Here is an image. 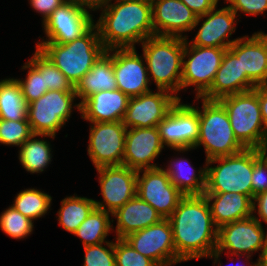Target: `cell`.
Listing matches in <instances>:
<instances>
[{"mask_svg": "<svg viewBox=\"0 0 267 266\" xmlns=\"http://www.w3.org/2000/svg\"><path fill=\"white\" fill-rule=\"evenodd\" d=\"M168 220L175 252L182 262L209 258L216 250L218 228L204 195L184 196Z\"/></svg>", "mask_w": 267, "mask_h": 266, "instance_id": "obj_1", "label": "cell"}, {"mask_svg": "<svg viewBox=\"0 0 267 266\" xmlns=\"http://www.w3.org/2000/svg\"><path fill=\"white\" fill-rule=\"evenodd\" d=\"M111 0L99 11L95 23L106 50L135 48L154 36L152 6L136 0Z\"/></svg>", "mask_w": 267, "mask_h": 266, "instance_id": "obj_2", "label": "cell"}, {"mask_svg": "<svg viewBox=\"0 0 267 266\" xmlns=\"http://www.w3.org/2000/svg\"><path fill=\"white\" fill-rule=\"evenodd\" d=\"M141 45L150 83L181 99L178 93L181 91L184 38L152 36Z\"/></svg>", "mask_w": 267, "mask_h": 266, "instance_id": "obj_3", "label": "cell"}, {"mask_svg": "<svg viewBox=\"0 0 267 266\" xmlns=\"http://www.w3.org/2000/svg\"><path fill=\"white\" fill-rule=\"evenodd\" d=\"M75 87L93 64L106 52L94 25L85 35L65 44H35Z\"/></svg>", "mask_w": 267, "mask_h": 266, "instance_id": "obj_4", "label": "cell"}, {"mask_svg": "<svg viewBox=\"0 0 267 266\" xmlns=\"http://www.w3.org/2000/svg\"><path fill=\"white\" fill-rule=\"evenodd\" d=\"M201 107L196 106L199 115V139L194 149L203 146L205 162L223 156L240 153L246 149L235 137L228 113L218 100L195 97Z\"/></svg>", "mask_w": 267, "mask_h": 266, "instance_id": "obj_5", "label": "cell"}, {"mask_svg": "<svg viewBox=\"0 0 267 266\" xmlns=\"http://www.w3.org/2000/svg\"><path fill=\"white\" fill-rule=\"evenodd\" d=\"M215 163L217 164L215 166ZM214 164V167L212 166ZM254 149L206 161V187L204 193H240L252 199V172Z\"/></svg>", "mask_w": 267, "mask_h": 266, "instance_id": "obj_6", "label": "cell"}, {"mask_svg": "<svg viewBox=\"0 0 267 266\" xmlns=\"http://www.w3.org/2000/svg\"><path fill=\"white\" fill-rule=\"evenodd\" d=\"M226 109L236 139L246 149H259L267 139L260 104L258 86L253 90L228 95L218 100Z\"/></svg>", "mask_w": 267, "mask_h": 266, "instance_id": "obj_7", "label": "cell"}, {"mask_svg": "<svg viewBox=\"0 0 267 266\" xmlns=\"http://www.w3.org/2000/svg\"><path fill=\"white\" fill-rule=\"evenodd\" d=\"M75 91H47L27 105V119L33 134L56 136L71 118L74 108L80 113Z\"/></svg>", "mask_w": 267, "mask_h": 266, "instance_id": "obj_8", "label": "cell"}, {"mask_svg": "<svg viewBox=\"0 0 267 266\" xmlns=\"http://www.w3.org/2000/svg\"><path fill=\"white\" fill-rule=\"evenodd\" d=\"M267 241V231L263 225L253 216L225 224L218 229V239L216 250L209 256V259H214L213 264L222 266L221 255L223 252L228 256H238L236 259H241L243 255L249 257L254 256L264 248Z\"/></svg>", "mask_w": 267, "mask_h": 266, "instance_id": "obj_9", "label": "cell"}, {"mask_svg": "<svg viewBox=\"0 0 267 266\" xmlns=\"http://www.w3.org/2000/svg\"><path fill=\"white\" fill-rule=\"evenodd\" d=\"M184 38L181 90L195 86V97H201L212 85L227 49L191 45Z\"/></svg>", "mask_w": 267, "mask_h": 266, "instance_id": "obj_10", "label": "cell"}, {"mask_svg": "<svg viewBox=\"0 0 267 266\" xmlns=\"http://www.w3.org/2000/svg\"><path fill=\"white\" fill-rule=\"evenodd\" d=\"M157 128L164 147L178 153L189 152L199 139L198 109L194 103L185 104L178 99Z\"/></svg>", "mask_w": 267, "mask_h": 266, "instance_id": "obj_11", "label": "cell"}, {"mask_svg": "<svg viewBox=\"0 0 267 266\" xmlns=\"http://www.w3.org/2000/svg\"><path fill=\"white\" fill-rule=\"evenodd\" d=\"M92 12L66 1L55 9L42 24L46 39L37 43L65 44L85 35L94 25Z\"/></svg>", "mask_w": 267, "mask_h": 266, "instance_id": "obj_12", "label": "cell"}, {"mask_svg": "<svg viewBox=\"0 0 267 266\" xmlns=\"http://www.w3.org/2000/svg\"><path fill=\"white\" fill-rule=\"evenodd\" d=\"M87 152L95 168L122 165L127 128L122 121L90 123Z\"/></svg>", "mask_w": 267, "mask_h": 266, "instance_id": "obj_13", "label": "cell"}, {"mask_svg": "<svg viewBox=\"0 0 267 266\" xmlns=\"http://www.w3.org/2000/svg\"><path fill=\"white\" fill-rule=\"evenodd\" d=\"M102 201L94 200L96 208L115 213L137 195V172L124 165L96 168Z\"/></svg>", "mask_w": 267, "mask_h": 266, "instance_id": "obj_14", "label": "cell"}, {"mask_svg": "<svg viewBox=\"0 0 267 266\" xmlns=\"http://www.w3.org/2000/svg\"><path fill=\"white\" fill-rule=\"evenodd\" d=\"M124 239L158 266H172L182 262L175 252L172 227L168 219L131 233Z\"/></svg>", "mask_w": 267, "mask_h": 266, "instance_id": "obj_15", "label": "cell"}, {"mask_svg": "<svg viewBox=\"0 0 267 266\" xmlns=\"http://www.w3.org/2000/svg\"><path fill=\"white\" fill-rule=\"evenodd\" d=\"M137 195L149 203L163 219L171 216L185 196L171 183L162 167L137 172Z\"/></svg>", "mask_w": 267, "mask_h": 266, "instance_id": "obj_16", "label": "cell"}, {"mask_svg": "<svg viewBox=\"0 0 267 266\" xmlns=\"http://www.w3.org/2000/svg\"><path fill=\"white\" fill-rule=\"evenodd\" d=\"M218 7L217 4L211 11L197 18L193 30L199 25L201 27H199L195 37L188 41L191 45L228 49L241 38L237 37L232 40L229 38L236 31L239 20L236 13L227 5L222 8ZM201 21L202 23H200Z\"/></svg>", "mask_w": 267, "mask_h": 266, "instance_id": "obj_17", "label": "cell"}, {"mask_svg": "<svg viewBox=\"0 0 267 266\" xmlns=\"http://www.w3.org/2000/svg\"><path fill=\"white\" fill-rule=\"evenodd\" d=\"M177 101L176 96L162 89L131 97L122 122L127 129L157 127Z\"/></svg>", "mask_w": 267, "mask_h": 266, "instance_id": "obj_18", "label": "cell"}, {"mask_svg": "<svg viewBox=\"0 0 267 266\" xmlns=\"http://www.w3.org/2000/svg\"><path fill=\"white\" fill-rule=\"evenodd\" d=\"M113 71L117 89L129 98L151 91L145 58L135 48L113 49Z\"/></svg>", "mask_w": 267, "mask_h": 266, "instance_id": "obj_19", "label": "cell"}, {"mask_svg": "<svg viewBox=\"0 0 267 266\" xmlns=\"http://www.w3.org/2000/svg\"><path fill=\"white\" fill-rule=\"evenodd\" d=\"M165 149L157 127L128 128L122 165L136 171L154 169V161Z\"/></svg>", "mask_w": 267, "mask_h": 266, "instance_id": "obj_20", "label": "cell"}, {"mask_svg": "<svg viewBox=\"0 0 267 266\" xmlns=\"http://www.w3.org/2000/svg\"><path fill=\"white\" fill-rule=\"evenodd\" d=\"M197 18L181 0H158L152 5L154 36L188 38L183 33L192 32Z\"/></svg>", "mask_w": 267, "mask_h": 266, "instance_id": "obj_21", "label": "cell"}, {"mask_svg": "<svg viewBox=\"0 0 267 266\" xmlns=\"http://www.w3.org/2000/svg\"><path fill=\"white\" fill-rule=\"evenodd\" d=\"M241 60L242 72L255 86L267 85V34L242 36L228 48Z\"/></svg>", "mask_w": 267, "mask_h": 266, "instance_id": "obj_22", "label": "cell"}, {"mask_svg": "<svg viewBox=\"0 0 267 266\" xmlns=\"http://www.w3.org/2000/svg\"><path fill=\"white\" fill-rule=\"evenodd\" d=\"M256 86L242 72L241 60L229 49L226 50L211 87L201 96L206 100L247 92Z\"/></svg>", "mask_w": 267, "mask_h": 266, "instance_id": "obj_23", "label": "cell"}, {"mask_svg": "<svg viewBox=\"0 0 267 266\" xmlns=\"http://www.w3.org/2000/svg\"><path fill=\"white\" fill-rule=\"evenodd\" d=\"M128 102L119 89L96 92L80 104V116L89 123L122 121Z\"/></svg>", "mask_w": 267, "mask_h": 266, "instance_id": "obj_24", "label": "cell"}, {"mask_svg": "<svg viewBox=\"0 0 267 266\" xmlns=\"http://www.w3.org/2000/svg\"><path fill=\"white\" fill-rule=\"evenodd\" d=\"M112 218H116V227L114 229L113 226V231L117 239H124L129 234L154 225L163 219L149 203L143 201L138 195L113 213Z\"/></svg>", "mask_w": 267, "mask_h": 266, "instance_id": "obj_25", "label": "cell"}, {"mask_svg": "<svg viewBox=\"0 0 267 266\" xmlns=\"http://www.w3.org/2000/svg\"><path fill=\"white\" fill-rule=\"evenodd\" d=\"M211 211L215 226L219 229L225 224L252 216L253 200L240 193H203Z\"/></svg>", "mask_w": 267, "mask_h": 266, "instance_id": "obj_26", "label": "cell"}, {"mask_svg": "<svg viewBox=\"0 0 267 266\" xmlns=\"http://www.w3.org/2000/svg\"><path fill=\"white\" fill-rule=\"evenodd\" d=\"M115 89L117 85L113 71V49L106 50L74 87L80 104L96 92Z\"/></svg>", "mask_w": 267, "mask_h": 266, "instance_id": "obj_27", "label": "cell"}, {"mask_svg": "<svg viewBox=\"0 0 267 266\" xmlns=\"http://www.w3.org/2000/svg\"><path fill=\"white\" fill-rule=\"evenodd\" d=\"M169 165L162 167L170 178L171 183L185 196L203 195L206 187V162L199 170L192 166L189 159L174 157Z\"/></svg>", "mask_w": 267, "mask_h": 266, "instance_id": "obj_28", "label": "cell"}, {"mask_svg": "<svg viewBox=\"0 0 267 266\" xmlns=\"http://www.w3.org/2000/svg\"><path fill=\"white\" fill-rule=\"evenodd\" d=\"M46 137L54 139L56 136L33 134L19 147V162L28 173L41 174L51 164L52 145Z\"/></svg>", "mask_w": 267, "mask_h": 266, "instance_id": "obj_29", "label": "cell"}, {"mask_svg": "<svg viewBox=\"0 0 267 266\" xmlns=\"http://www.w3.org/2000/svg\"><path fill=\"white\" fill-rule=\"evenodd\" d=\"M60 205V209L57 211L58 224L70 234H73L96 208L94 199L76 194L63 198Z\"/></svg>", "mask_w": 267, "mask_h": 266, "instance_id": "obj_30", "label": "cell"}, {"mask_svg": "<svg viewBox=\"0 0 267 266\" xmlns=\"http://www.w3.org/2000/svg\"><path fill=\"white\" fill-rule=\"evenodd\" d=\"M111 213L95 208L79 225L73 235L79 237L83 247L106 242L107 236L113 230L114 219Z\"/></svg>", "mask_w": 267, "mask_h": 266, "instance_id": "obj_31", "label": "cell"}, {"mask_svg": "<svg viewBox=\"0 0 267 266\" xmlns=\"http://www.w3.org/2000/svg\"><path fill=\"white\" fill-rule=\"evenodd\" d=\"M0 119L28 120L27 104L15 78L0 80Z\"/></svg>", "mask_w": 267, "mask_h": 266, "instance_id": "obj_32", "label": "cell"}, {"mask_svg": "<svg viewBox=\"0 0 267 266\" xmlns=\"http://www.w3.org/2000/svg\"><path fill=\"white\" fill-rule=\"evenodd\" d=\"M52 197L48 193L37 189L28 188L17 193L13 204L16 210L32 221L44 217L51 210Z\"/></svg>", "mask_w": 267, "mask_h": 266, "instance_id": "obj_33", "label": "cell"}, {"mask_svg": "<svg viewBox=\"0 0 267 266\" xmlns=\"http://www.w3.org/2000/svg\"><path fill=\"white\" fill-rule=\"evenodd\" d=\"M28 60L44 75L48 91H75L67 77L37 47Z\"/></svg>", "mask_w": 267, "mask_h": 266, "instance_id": "obj_34", "label": "cell"}, {"mask_svg": "<svg viewBox=\"0 0 267 266\" xmlns=\"http://www.w3.org/2000/svg\"><path fill=\"white\" fill-rule=\"evenodd\" d=\"M0 230L11 239H25L33 233L34 221L25 217L13 206H9L1 212Z\"/></svg>", "mask_w": 267, "mask_h": 266, "instance_id": "obj_35", "label": "cell"}, {"mask_svg": "<svg viewBox=\"0 0 267 266\" xmlns=\"http://www.w3.org/2000/svg\"><path fill=\"white\" fill-rule=\"evenodd\" d=\"M21 69H28L27 76L24 79L16 78V81L20 84L22 95L28 105L44 95L48 89L45 86L44 75L29 60Z\"/></svg>", "mask_w": 267, "mask_h": 266, "instance_id": "obj_36", "label": "cell"}, {"mask_svg": "<svg viewBox=\"0 0 267 266\" xmlns=\"http://www.w3.org/2000/svg\"><path fill=\"white\" fill-rule=\"evenodd\" d=\"M32 135L28 120L0 119V144L20 147Z\"/></svg>", "mask_w": 267, "mask_h": 266, "instance_id": "obj_37", "label": "cell"}, {"mask_svg": "<svg viewBox=\"0 0 267 266\" xmlns=\"http://www.w3.org/2000/svg\"><path fill=\"white\" fill-rule=\"evenodd\" d=\"M114 239L116 266H158L153 260L136 251L125 239Z\"/></svg>", "mask_w": 267, "mask_h": 266, "instance_id": "obj_38", "label": "cell"}, {"mask_svg": "<svg viewBox=\"0 0 267 266\" xmlns=\"http://www.w3.org/2000/svg\"><path fill=\"white\" fill-rule=\"evenodd\" d=\"M83 248L85 251L83 266H116L114 241H106Z\"/></svg>", "mask_w": 267, "mask_h": 266, "instance_id": "obj_39", "label": "cell"}, {"mask_svg": "<svg viewBox=\"0 0 267 266\" xmlns=\"http://www.w3.org/2000/svg\"><path fill=\"white\" fill-rule=\"evenodd\" d=\"M251 179L253 200L257 194L267 191V158L259 149H254V168Z\"/></svg>", "mask_w": 267, "mask_h": 266, "instance_id": "obj_40", "label": "cell"}, {"mask_svg": "<svg viewBox=\"0 0 267 266\" xmlns=\"http://www.w3.org/2000/svg\"><path fill=\"white\" fill-rule=\"evenodd\" d=\"M223 3H227L236 15L239 17L243 13L246 16H258L263 15L267 11V0H223Z\"/></svg>", "mask_w": 267, "mask_h": 266, "instance_id": "obj_41", "label": "cell"}, {"mask_svg": "<svg viewBox=\"0 0 267 266\" xmlns=\"http://www.w3.org/2000/svg\"><path fill=\"white\" fill-rule=\"evenodd\" d=\"M30 6L42 16V24L47 20L50 14L60 7L66 0H28Z\"/></svg>", "mask_w": 267, "mask_h": 266, "instance_id": "obj_42", "label": "cell"}, {"mask_svg": "<svg viewBox=\"0 0 267 266\" xmlns=\"http://www.w3.org/2000/svg\"><path fill=\"white\" fill-rule=\"evenodd\" d=\"M252 212V216L257 221H259L261 224L262 222L267 224V191L261 192L254 196Z\"/></svg>", "mask_w": 267, "mask_h": 266, "instance_id": "obj_43", "label": "cell"}, {"mask_svg": "<svg viewBox=\"0 0 267 266\" xmlns=\"http://www.w3.org/2000/svg\"><path fill=\"white\" fill-rule=\"evenodd\" d=\"M197 17L205 15L211 11L219 2V0H181Z\"/></svg>", "mask_w": 267, "mask_h": 266, "instance_id": "obj_44", "label": "cell"}, {"mask_svg": "<svg viewBox=\"0 0 267 266\" xmlns=\"http://www.w3.org/2000/svg\"><path fill=\"white\" fill-rule=\"evenodd\" d=\"M78 5L88 11H99L102 7L108 4L111 0H66Z\"/></svg>", "mask_w": 267, "mask_h": 266, "instance_id": "obj_45", "label": "cell"}, {"mask_svg": "<svg viewBox=\"0 0 267 266\" xmlns=\"http://www.w3.org/2000/svg\"><path fill=\"white\" fill-rule=\"evenodd\" d=\"M258 101L260 104L262 121L267 132V85L258 86Z\"/></svg>", "mask_w": 267, "mask_h": 266, "instance_id": "obj_46", "label": "cell"}, {"mask_svg": "<svg viewBox=\"0 0 267 266\" xmlns=\"http://www.w3.org/2000/svg\"><path fill=\"white\" fill-rule=\"evenodd\" d=\"M257 266H267V241L257 259Z\"/></svg>", "mask_w": 267, "mask_h": 266, "instance_id": "obj_47", "label": "cell"}, {"mask_svg": "<svg viewBox=\"0 0 267 266\" xmlns=\"http://www.w3.org/2000/svg\"><path fill=\"white\" fill-rule=\"evenodd\" d=\"M243 257H245L246 258V266L248 265V266H257V261L256 262H252V258L251 257H249V256H247V255H243ZM249 261V262H248ZM241 266H244L243 264H241Z\"/></svg>", "mask_w": 267, "mask_h": 266, "instance_id": "obj_48", "label": "cell"}, {"mask_svg": "<svg viewBox=\"0 0 267 266\" xmlns=\"http://www.w3.org/2000/svg\"><path fill=\"white\" fill-rule=\"evenodd\" d=\"M262 153L264 154V156L267 158V139L263 144V147L261 148Z\"/></svg>", "mask_w": 267, "mask_h": 266, "instance_id": "obj_49", "label": "cell"}, {"mask_svg": "<svg viewBox=\"0 0 267 266\" xmlns=\"http://www.w3.org/2000/svg\"><path fill=\"white\" fill-rule=\"evenodd\" d=\"M136 1H138V2H143V3H147V4H149V5H153L156 1H158V0H136Z\"/></svg>", "mask_w": 267, "mask_h": 266, "instance_id": "obj_50", "label": "cell"}]
</instances>
